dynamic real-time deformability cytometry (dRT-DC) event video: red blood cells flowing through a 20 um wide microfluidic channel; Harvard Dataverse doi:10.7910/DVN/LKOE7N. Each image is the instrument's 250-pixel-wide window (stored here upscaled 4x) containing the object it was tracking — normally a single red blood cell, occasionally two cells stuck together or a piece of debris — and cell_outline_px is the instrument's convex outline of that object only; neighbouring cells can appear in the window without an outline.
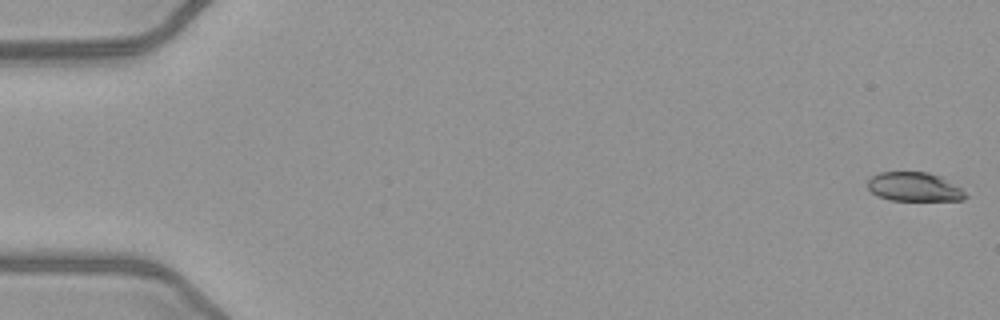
{"species": "common noctule bat (a hibernating species)", "species_latin": "Nyctalus noctula", "temperature_condition": "warm", "stored_images_in_passage": 51, "camera_frame_rate_fps": 3000, "um_per_image_px": 0.085, "animal": {"sex": "female", "body_mass_g": 21.9}, "frame": {"image": 1, "passage_image": 1, "time_ms": 0.0, "image_size_px": [1000, 320], "cell_outline_px": [[968, 196], [964, 200], [892, 200], [880, 196], [872, 192], [868, 188], [868, 180], [872, 176], [880, 172], [928, 172], [940, 176], [960, 188]], "centroid_in_image_um": [77.71, 15.88], "position_along_channel_um": 7.3, "area_um2": 16.3}}
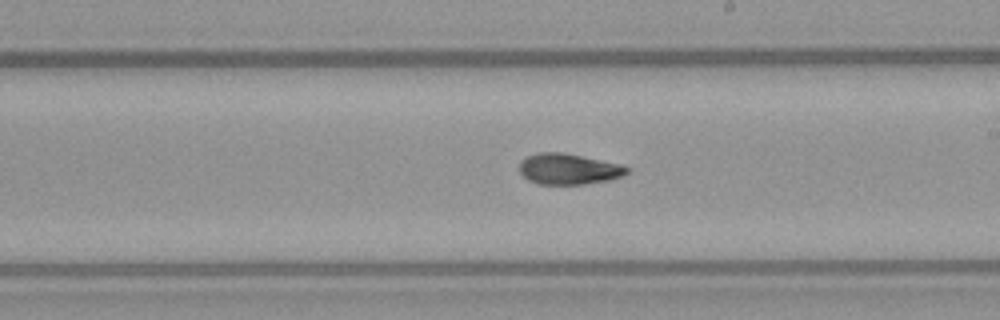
{"frame": {"image": 2, "passage_image": 30, "time_ms": 9.667, "image_size_px": [1000, 320], "cell_outline_px": [[632, 168], [628, 172], [620, 176], [608, 180], [584, 184], [536, 184], [528, 180], [520, 172], [520, 160], [528, 156], [540, 152], [564, 152], [620, 164]], "centroid_in_image_um": [48.32, 14.36], "position_along_channel_um": 240.7, "area_um2": 19.31}}
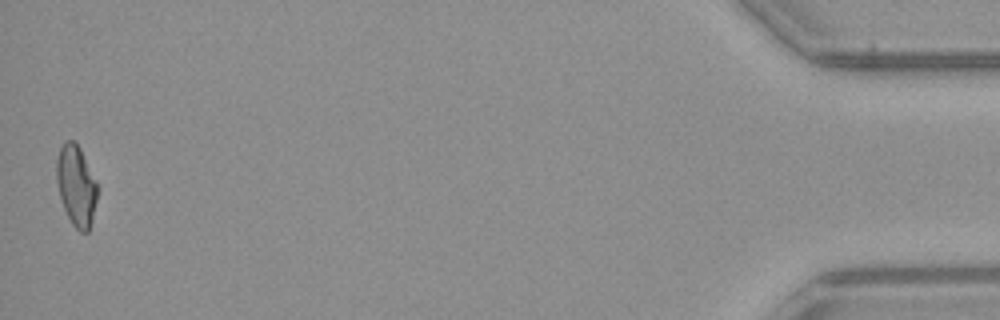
{"frame": {"image": 3, "passage_image": 51, "time_ms": 16.667, "image_size_px": [1000, 320], "cell_outline_px": [[100, 188], [92, 220], [88, 232], [80, 232], [72, 224], [64, 208], [60, 196], [56, 180], [56, 160], [60, 148], [64, 140], [72, 140], [80, 148]], "centroid_in_image_um": [6.5, 15.78], "position_along_channel_um": 428.7, "area_um2": 19.36}, "authors_computed_cell_mechanics": {"area_um2": 19.1318, "velocity_mm_per_s": 4.0676, "shape_relaxation_time_tau1_ms": null, "shape_relaxation_time_tau2_ms": 3.0561, "deformation_change_tau1": null, "deformation_change_tau2": 0.0957}}